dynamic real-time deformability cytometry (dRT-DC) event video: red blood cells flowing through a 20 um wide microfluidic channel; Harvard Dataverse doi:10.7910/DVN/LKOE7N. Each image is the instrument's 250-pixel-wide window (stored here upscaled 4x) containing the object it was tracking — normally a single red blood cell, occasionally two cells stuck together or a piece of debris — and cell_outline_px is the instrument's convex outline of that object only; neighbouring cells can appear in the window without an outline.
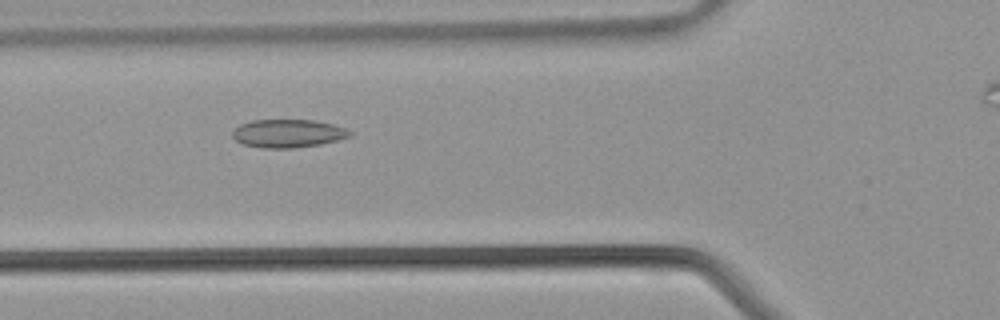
{"species": "common noctule bat (a hibernating species)", "species_latin": "Nyctalus noctula", "temperature_condition": "warm", "stored_images_in_passage": 27, "camera_frame_rate_fps": 3000, "um_per_image_px": 0.085, "animal": {"sex": "male", "body_mass_g": 21.5, "forearm_length_mm": 52.0}, "frame": {"image": 1, "passage_image": 6, "time_ms": 1.667, "image_size_px": [1000, 320], "cell_outline_px": [[352, 136], [320, 144], [292, 148], [260, 148], [244, 144], [236, 140], [232, 136], [232, 132], [240, 124], [252, 120], [312, 120], [332, 124], [344, 128], [352, 132]], "centroid_in_image_um": [24.46, 11.34], "position_along_channel_um": 101.3, "area_um2": 19.13}}
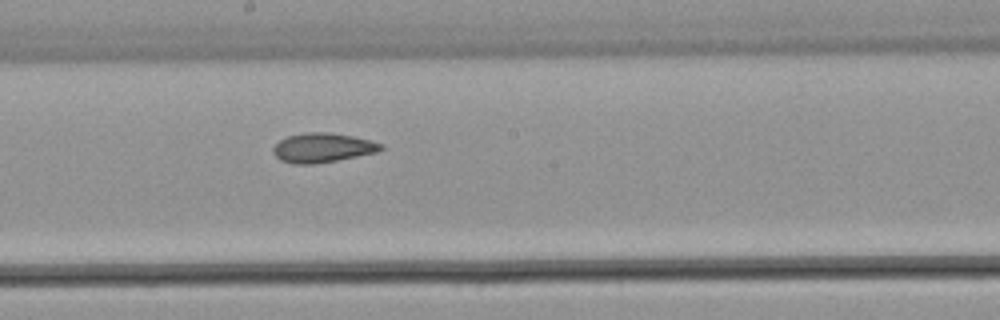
{"frame": {"image": 2, "passage_image": 13, "time_ms": 4.0, "image_size_px": [1000, 320], "cell_outline_px": [[384, 148], [376, 152], [336, 160], [312, 164], [296, 164], [280, 160], [272, 152], [272, 148], [280, 140], [288, 136], [308, 132], [328, 132], [352, 136], [372, 140], [384, 144]], "centroid_in_image_um": [27.42, 12.55], "position_along_channel_um": 220.8, "area_um2": 18.32}}
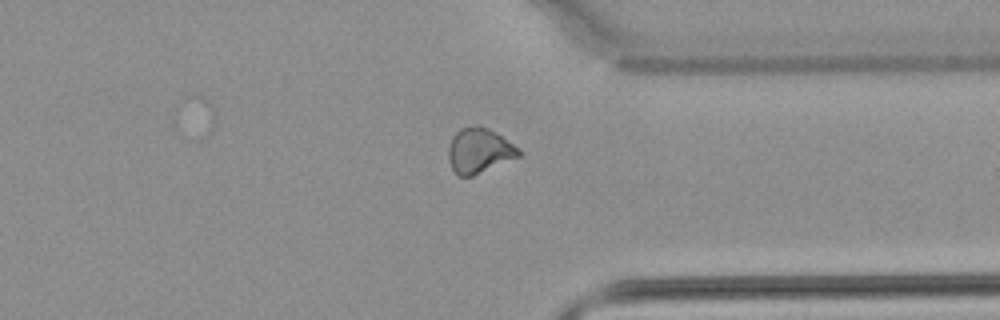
{"frame": {"image": 3, "passage_image": 22, "time_ms": 7.0, "image_size_px": [1000, 320], "cell_outline_px": [[520, 156], [472, 176], [456, 176], [448, 160], [448, 148], [452, 136], [460, 128], [476, 124], [480, 124], [488, 128], [520, 148]], "centroid_in_image_um": [40.7, 12.79], "position_along_channel_um": 370.7, "area_um2": 18.55}}